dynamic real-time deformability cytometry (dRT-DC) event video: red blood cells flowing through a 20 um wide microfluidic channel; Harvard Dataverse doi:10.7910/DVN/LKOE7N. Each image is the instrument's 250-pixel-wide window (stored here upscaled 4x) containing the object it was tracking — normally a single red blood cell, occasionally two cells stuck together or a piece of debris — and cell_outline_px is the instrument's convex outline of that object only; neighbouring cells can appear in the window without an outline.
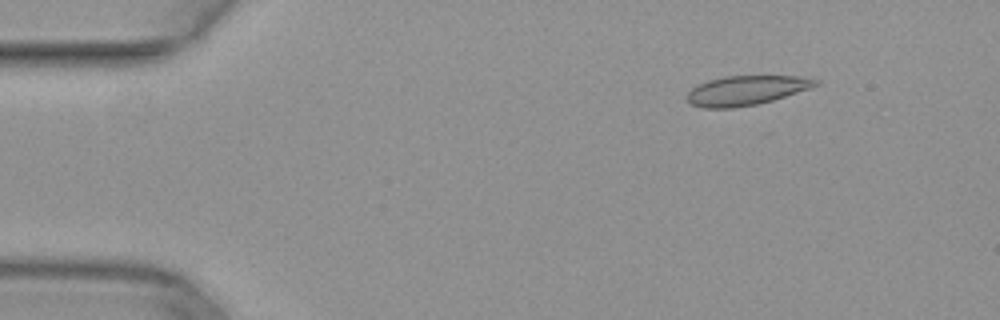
{"species": "common noctule bat (a hibernating species)", "species_latin": "Nyctalus noctula", "temperature_condition": "warm", "stored_images_in_passage": 3, "camera_frame_rate_fps": 3000, "um_per_image_px": 0.085, "animal": {"sex": "female", "body_mass_g": 29.2, "forearm_length_mm": 56.3}, "frame": {"image": 1, "passage_image": 1, "time_ms": 0.0, "image_size_px": [1000, 320], "cell_outline_px": [[820, 84], [772, 100], [756, 104], [732, 108], [704, 108], [692, 104], [688, 100], [688, 92], [692, 88], [708, 80], [724, 76], [800, 76], [820, 80]], "centroid_in_image_um": [63.42, 7.67], "position_along_channel_um": 21.6, "area_um2": 21.73}}